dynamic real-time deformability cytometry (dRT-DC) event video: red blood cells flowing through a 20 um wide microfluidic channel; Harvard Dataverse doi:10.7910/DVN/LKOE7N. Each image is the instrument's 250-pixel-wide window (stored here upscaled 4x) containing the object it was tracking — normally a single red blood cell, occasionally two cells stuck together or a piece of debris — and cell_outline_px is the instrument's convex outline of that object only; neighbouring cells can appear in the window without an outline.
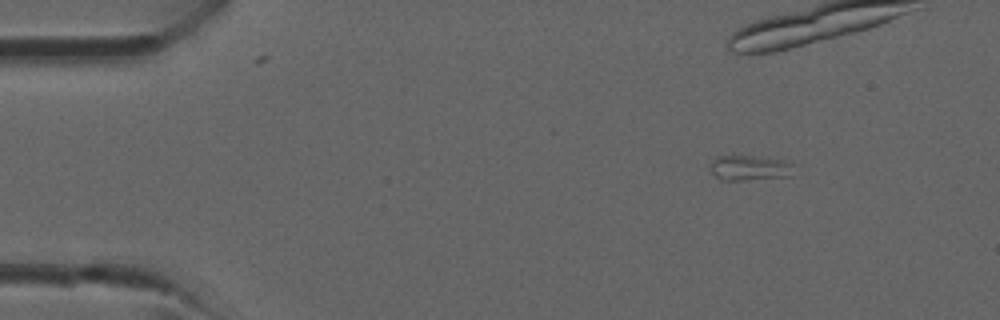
{"species": "common noctule bat (a hibernating species)", "species_latin": "Nyctalus noctula", "temperature_condition": "room temperature", "stored_images_in_passage": 36, "camera_frame_rate_fps": 3000, "um_per_image_px": 0.085, "animal": {"sex": "male", "forearm_length_mm": 52.5}, "frame": {"image": 1, "passage_image": 1, "time_ms": 0.0, "image_size_px": [1000, 320], "cell_outline_px": [[792, 176], [740, 180], [720, 180], [708, 168], [708, 164], [716, 156], [752, 156], [792, 160]], "centroid_in_image_um": [63.71, 14.25], "position_along_channel_um": 21.3, "area_um2": 12.48}}